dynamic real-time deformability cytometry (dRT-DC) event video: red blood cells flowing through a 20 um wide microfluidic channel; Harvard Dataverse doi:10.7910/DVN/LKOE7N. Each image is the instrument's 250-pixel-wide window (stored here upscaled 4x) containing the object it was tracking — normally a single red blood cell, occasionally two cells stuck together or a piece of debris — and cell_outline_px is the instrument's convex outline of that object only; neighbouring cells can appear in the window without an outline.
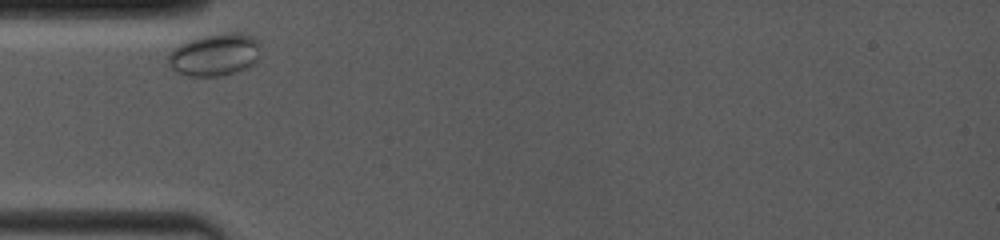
{"species": "common noctule bat (a hibernating species)", "species_latin": "Nyctalus noctula", "temperature_condition": "room temperature", "stored_images_in_passage": 27, "camera_frame_rate_fps": 4000, "um_per_image_px": 0.085, "animal": {"sex": "female", "body_mass_g": 19.0, "forearm_length_mm": 53.3}, "frame": {"image": 1, "passage_image": 1, "time_ms": 0.0, "image_size_px": [1000, 240], "cell_outline_px": [[260, 44], [256, 60], [248, 68], [216, 76], [192, 76], [176, 72], [168, 64], [168, 56], [180, 44], [188, 40], [204, 36], [224, 32], [232, 32], [252, 36]], "centroid_in_image_um": [18.25, 4.64], "position_along_channel_um": 66.8, "area_um2": 22.37}}
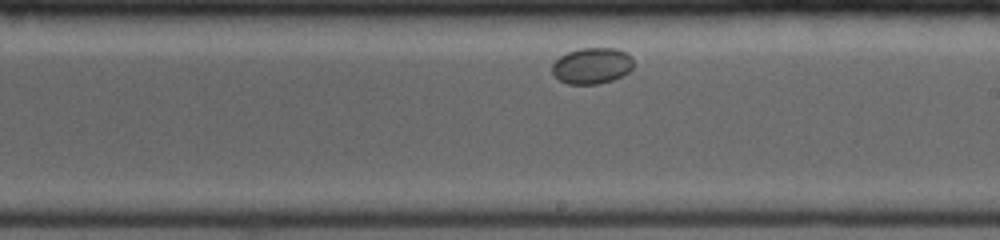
{"frame": {"image": 2, "passage_image": 15, "time_ms": 5.0, "image_size_px": [1000, 240], "cell_outline_px": [[632, 68], [628, 72], [612, 80], [596, 84], [568, 84], [560, 80], [552, 72], [552, 64], [560, 56], [568, 52], [580, 48], [616, 48], [628, 52], [632, 56]], "centroid_in_image_um": [50.32, 5.57], "position_along_channel_um": 238.7, "area_um2": 17.11}}
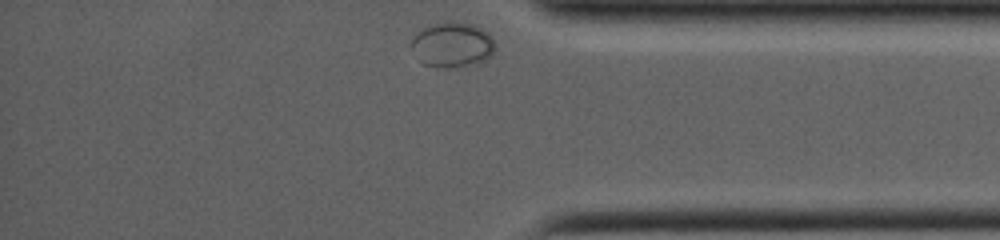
{"frame": {"image": 3, "passage_image": 27, "time_ms": 9.5, "image_size_px": [1000, 240], "cell_outline_px": [[496, 44], [492, 56], [480, 64], [444, 68], [440, 68], [424, 64], [420, 60], [412, 44], [412, 40], [424, 28], [436, 24], [476, 24], [488, 32], [492, 36]], "centroid_in_image_um": [38.56, 3.85], "position_along_channel_um": 396.6, "area_um2": 21.5}}